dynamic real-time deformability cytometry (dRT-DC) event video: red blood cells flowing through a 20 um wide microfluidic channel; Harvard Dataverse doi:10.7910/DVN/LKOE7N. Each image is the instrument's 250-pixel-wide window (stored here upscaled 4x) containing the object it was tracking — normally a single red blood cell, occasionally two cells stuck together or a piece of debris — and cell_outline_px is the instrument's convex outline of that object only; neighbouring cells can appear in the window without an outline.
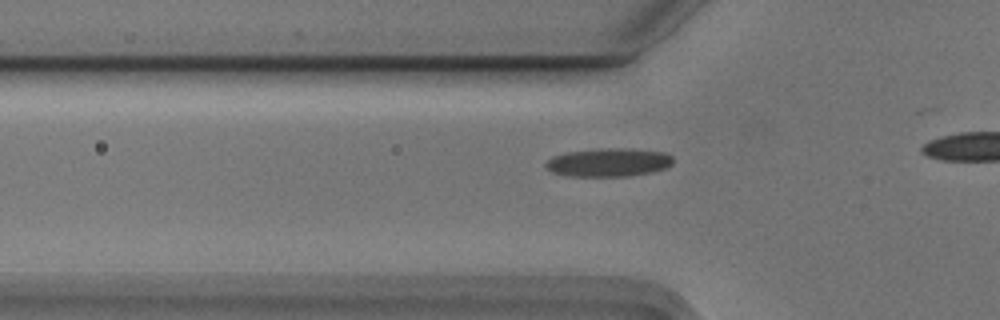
{"species": "Egyptian fruit bat (a non-hibernating species)", "species_latin": "Rousettus aegyptiacus", "temperature_condition": "cold", "stored_images_in_passage": 16, "camera_frame_rate_fps": 3000, "um_per_image_px": 0.085, "animal": {"sex": "male"}, "frame": {"image": 1, "passage_image": 10, "time_ms": 3.0, "image_size_px": [1000, 320], "cell_outline_px": [[672, 164], [664, 168], [652, 172], [628, 176], [568, 176], [552, 172], [544, 164], [552, 156], [568, 152], [608, 148], [632, 148], [664, 152], [672, 156]], "centroid_in_image_um": [51.74, 13.8], "position_along_channel_um": 74.1, "area_um2": 20.98}}
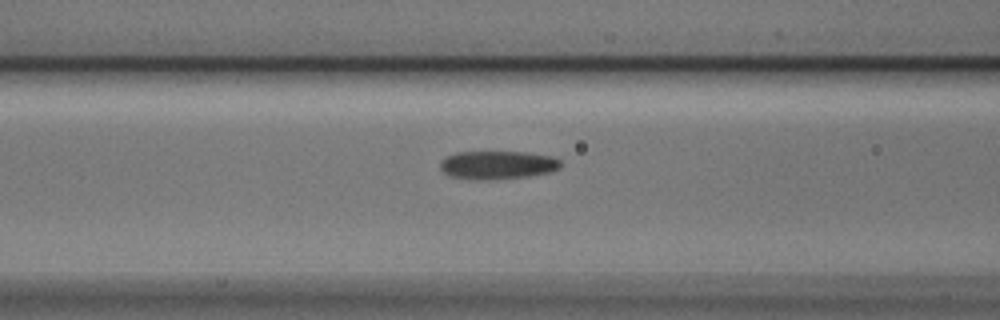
{"frame": {"image": 2, "passage_image": 14, "time_ms": 4.333, "image_size_px": [1000, 320], "cell_outline_px": [[560, 168], [552, 172], [528, 176], [488, 180], [476, 180], [448, 176], [440, 168], [440, 160], [444, 156], [456, 152], [524, 152], [552, 156], [560, 160]], "centroid_in_image_um": [42.25, 14.02], "position_along_channel_um": 124.3, "area_um2": 20.11}}